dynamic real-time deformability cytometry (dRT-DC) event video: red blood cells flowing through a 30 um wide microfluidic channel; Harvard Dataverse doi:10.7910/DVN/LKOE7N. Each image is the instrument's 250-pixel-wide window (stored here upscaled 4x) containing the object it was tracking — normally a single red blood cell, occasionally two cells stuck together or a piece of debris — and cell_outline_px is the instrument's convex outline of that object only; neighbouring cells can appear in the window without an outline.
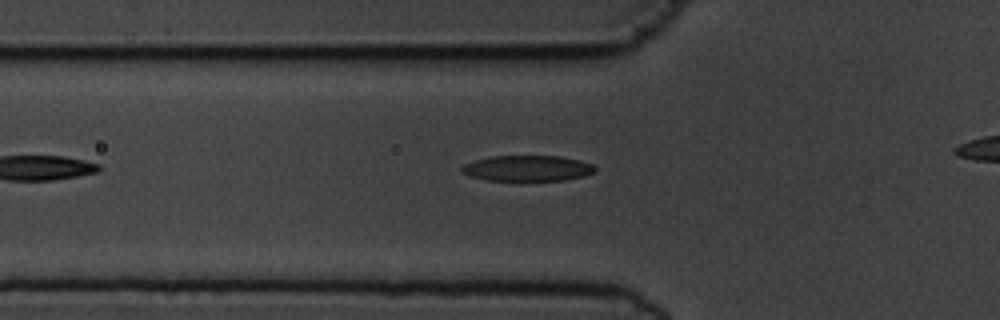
{"species": "common noctule bat (a hibernating species)", "species_latin": "Nyctalus noctula", "temperature_condition": "cold", "stored_images_in_passage": 34, "camera_frame_rate_fps": 3000, "um_per_image_px": 0.085, "animal": {"sex": "male", "body_mass_g": 19.5, "forearm_length_mm": 54.6}, "frame": {"image": 1, "passage_image": 5, "time_ms": 1.333, "image_size_px": [1000, 320], "cell_outline_px": [[596, 172], [584, 176], [564, 180], [484, 180], [460, 172], [460, 168], [464, 164], [476, 160], [492, 156], [560, 156], [580, 160], [592, 164], [596, 168]], "centroid_in_image_um": [44.85, 14.3], "position_along_channel_um": 81.0, "area_um2": 19.94}}
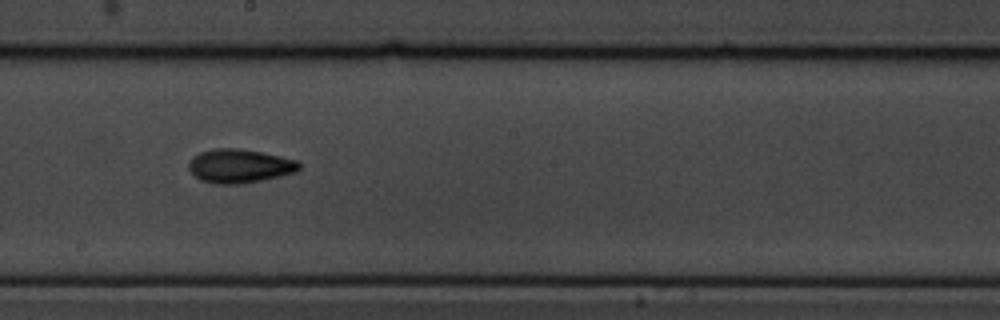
{"frame": {"image": 2, "passage_image": 17, "time_ms": 5.333, "image_size_px": [1000, 320], "cell_outline_px": [[300, 168], [296, 172], [280, 176], [240, 184], [216, 184], [200, 180], [188, 168], [188, 164], [192, 156], [200, 152], [212, 148], [236, 148], [260, 152], [300, 160]], "centroid_in_image_um": [20.36, 14.1], "position_along_channel_um": 227.8, "area_um2": 21.79}}
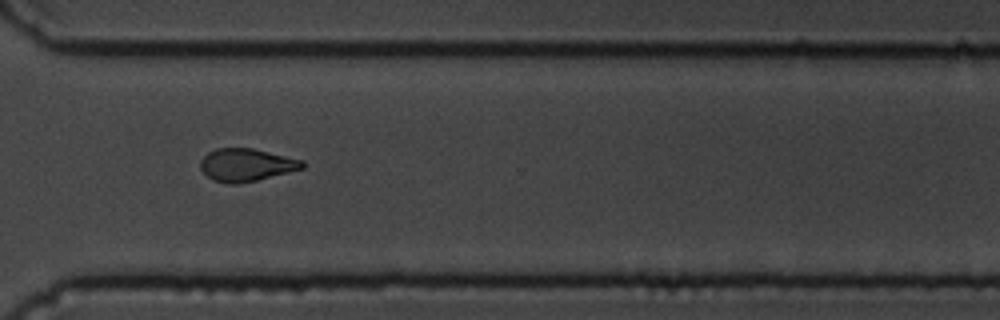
{"frame": {"image": 3, "passage_image": 27, "time_ms": 8.667, "image_size_px": [1000, 320], "cell_outline_px": [[304, 168], [256, 180], [236, 184], [228, 184], [212, 180], [200, 168], [200, 160], [208, 152], [216, 148], [252, 148], [304, 160]], "centroid_in_image_um": [20.92, 14.01], "position_along_channel_um": 349.7, "area_um2": 19.36}}